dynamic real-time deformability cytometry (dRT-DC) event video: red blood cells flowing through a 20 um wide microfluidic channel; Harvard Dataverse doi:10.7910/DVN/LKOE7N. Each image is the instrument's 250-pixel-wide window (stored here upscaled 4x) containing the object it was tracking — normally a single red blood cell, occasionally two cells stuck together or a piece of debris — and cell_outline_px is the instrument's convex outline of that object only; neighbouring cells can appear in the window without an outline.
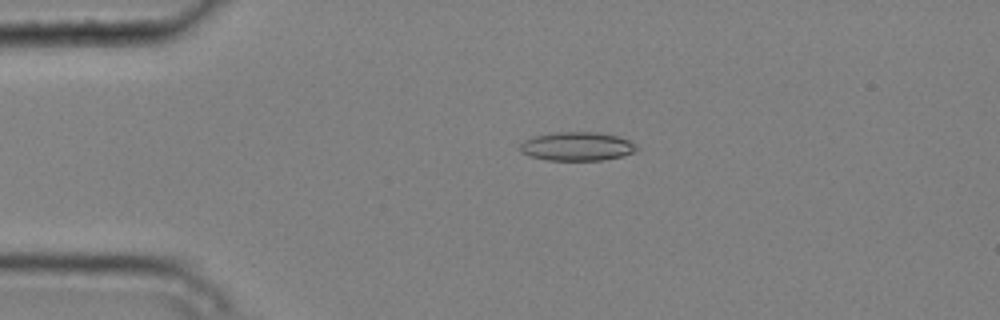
{"species": "common noctule bat (a hibernating species)", "species_latin": "Nyctalus noctula", "temperature_condition": "cold", "stored_images_in_passage": 5, "camera_frame_rate_fps": 3000, "um_per_image_px": 0.085, "animal": {"sex": "male", "body_mass_g": 20.4}, "frame": {"image": 1, "passage_image": 4, "time_ms": 1.0, "image_size_px": [1000, 320], "cell_outline_px": [[640, 148], [636, 152], [620, 156], [600, 160], [548, 160], [528, 156], [520, 152], [520, 144], [524, 140], [532, 136], [552, 132], [596, 132], [616, 136], [628, 140], [636, 144]], "centroid_in_image_um": [49.02, 12.44], "position_along_channel_um": 36.0, "area_um2": 19.65}}